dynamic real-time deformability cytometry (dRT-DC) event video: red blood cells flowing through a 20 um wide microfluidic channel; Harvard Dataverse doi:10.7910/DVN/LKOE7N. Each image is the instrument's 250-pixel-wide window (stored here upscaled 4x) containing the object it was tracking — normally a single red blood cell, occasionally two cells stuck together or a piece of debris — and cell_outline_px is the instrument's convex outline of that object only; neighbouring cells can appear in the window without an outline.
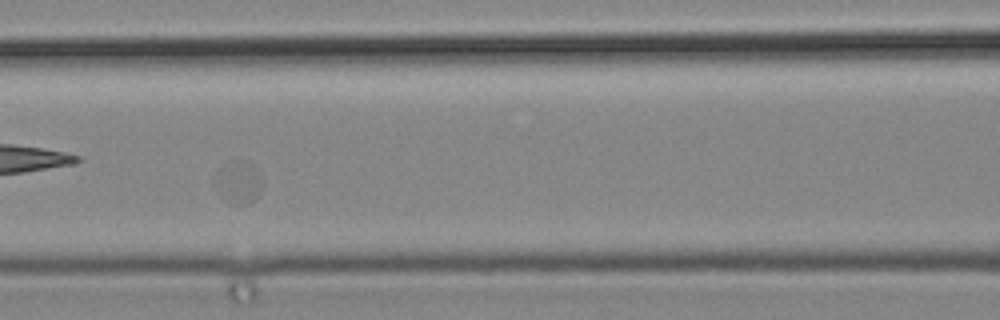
{"species": "common noctule bat (a hibernating species)", "species_latin": "Nyctalus noctula", "temperature_condition": "cold", "stored_images_in_passage": 5, "camera_frame_rate_fps": 3000, "um_per_image_px": 0.085, "animal": {"sex": "male", "body_mass_g": 19.2, "forearm_length_mm": 51.8}, "frame": {"image": 1, "passage_image": 3, "time_ms": 0.667, "image_size_px": [1000, 320], "cell_outline_px": [[260, 192], [256, 196], [244, 204], [228, 204], [216, 192], [212, 180], [220, 172], [252, 164], [256, 168], [260, 176]], "centroid_in_image_um": [20.23, 15.69], "position_along_channel_um": 146.4, "area_um2": 10.29}}
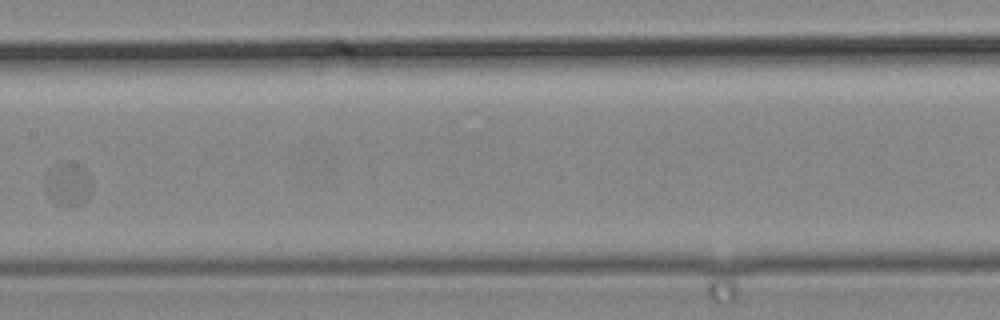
{"frame": {"image": 2, "passage_image": 4, "time_ms": 1.0, "image_size_px": [1000, 320], "cell_outline_px": [[92, 188], [88, 200], [80, 204], [56, 204], [52, 200], [44, 184], [48, 172], [60, 164], [80, 164], [88, 172]], "centroid_in_image_um": [5.83, 15.67], "position_along_channel_um": 201.6, "area_um2": 11.27}}
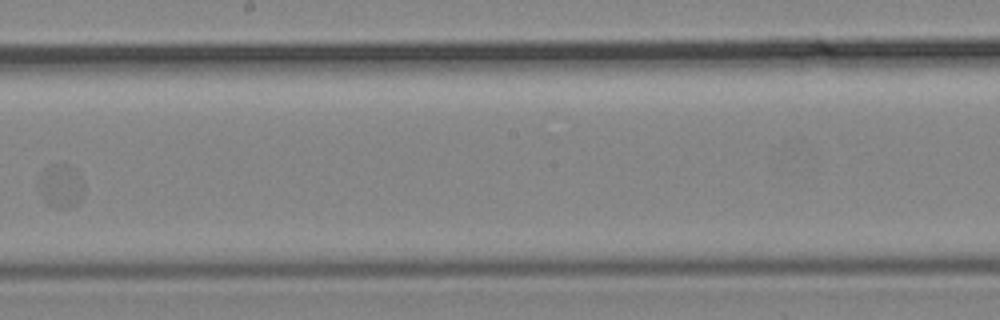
{"frame": {"image": 3, "passage_image": 5, "time_ms": 1.333, "image_size_px": [1000, 320], "cell_outline_px": [[84, 192], [80, 200], [76, 204], [68, 208], [52, 208], [48, 204], [40, 176], [40, 172], [48, 168], [60, 164], [72, 164], [84, 180]], "centroid_in_image_um": [5.31, 15.79], "position_along_channel_um": 242.9, "area_um2": 11.04}}